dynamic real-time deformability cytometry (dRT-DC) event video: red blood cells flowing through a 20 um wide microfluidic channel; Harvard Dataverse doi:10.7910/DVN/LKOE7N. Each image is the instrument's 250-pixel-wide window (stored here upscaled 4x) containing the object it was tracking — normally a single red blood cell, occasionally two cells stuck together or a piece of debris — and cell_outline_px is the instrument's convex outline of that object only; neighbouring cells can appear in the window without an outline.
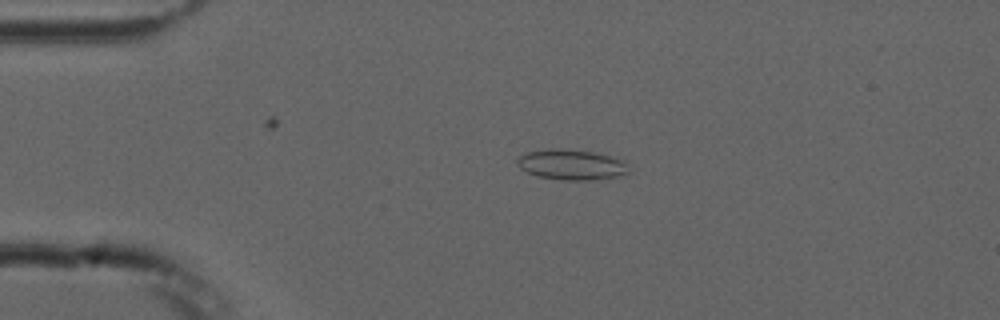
{"species": "common noctule bat (a hibernating species)", "species_latin": "Nyctalus noctula", "temperature_condition": "cold", "stored_images_in_passage": 4, "camera_frame_rate_fps": 3000, "um_per_image_px": 0.085, "animal": {"sex": "male", "forearm_length_mm": 52.5}, "frame": {"image": 1, "passage_image": 3, "time_ms": 4.667, "image_size_px": [1000, 320], "cell_outline_px": [[628, 172], [620, 176], [600, 180], [564, 180], [536, 176], [520, 168], [516, 164], [516, 160], [520, 156], [528, 152], [552, 148], [560, 148], [592, 152], [608, 156], [620, 160], [628, 164]], "centroid_in_image_um": [48.56, 14.01], "position_along_channel_um": 36.4, "area_um2": 19.71}}